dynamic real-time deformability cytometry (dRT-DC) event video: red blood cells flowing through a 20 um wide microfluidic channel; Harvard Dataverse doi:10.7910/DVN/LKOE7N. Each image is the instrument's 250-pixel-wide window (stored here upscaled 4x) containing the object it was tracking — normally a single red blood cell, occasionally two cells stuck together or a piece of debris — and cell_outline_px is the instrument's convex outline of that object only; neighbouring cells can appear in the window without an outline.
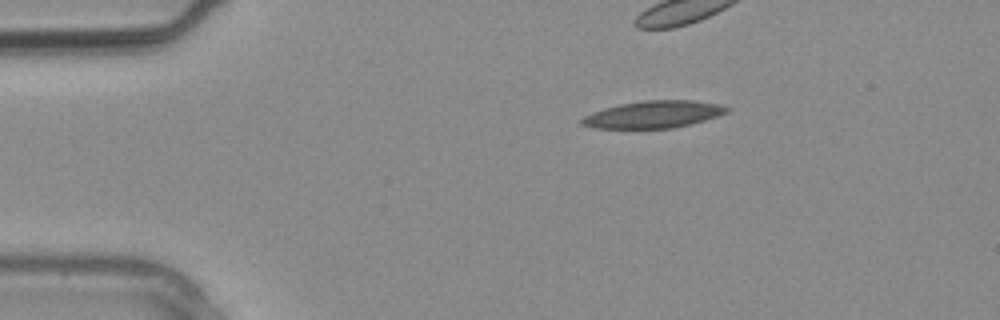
{"species": "common noctule bat (a hibernating species)", "species_latin": "Nyctalus noctula", "temperature_condition": "warm", "stored_images_in_passage": 5, "camera_frame_rate_fps": 3000, "um_per_image_px": 0.085, "animal": {"sex": "male", "body_mass_g": 20.4}, "frame": {"image": 1, "passage_image": 5, "time_ms": 1.333, "image_size_px": [1000, 320], "cell_outline_px": [[728, 112], [692, 124], [672, 128], [596, 128], [580, 124], [580, 120], [584, 116], [604, 108], [620, 104], [644, 100], [692, 100], [720, 104], [728, 108]], "centroid_in_image_um": [55.54, 9.72], "position_along_channel_um": 29.5, "area_um2": 22.77}}